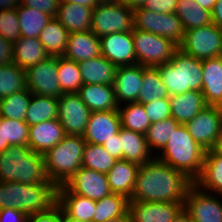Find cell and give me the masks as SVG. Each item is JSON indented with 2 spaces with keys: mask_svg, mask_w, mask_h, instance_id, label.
Masks as SVG:
<instances>
[{
  "mask_svg": "<svg viewBox=\"0 0 222 222\" xmlns=\"http://www.w3.org/2000/svg\"><path fill=\"white\" fill-rule=\"evenodd\" d=\"M4 151L3 125H0V154Z\"/></svg>",
  "mask_w": 222,
  "mask_h": 222,
  "instance_id": "62",
  "label": "cell"
},
{
  "mask_svg": "<svg viewBox=\"0 0 222 222\" xmlns=\"http://www.w3.org/2000/svg\"><path fill=\"white\" fill-rule=\"evenodd\" d=\"M101 55L100 38L91 30L69 33L64 58L77 63Z\"/></svg>",
  "mask_w": 222,
  "mask_h": 222,
  "instance_id": "21",
  "label": "cell"
},
{
  "mask_svg": "<svg viewBox=\"0 0 222 222\" xmlns=\"http://www.w3.org/2000/svg\"><path fill=\"white\" fill-rule=\"evenodd\" d=\"M72 193L98 201L111 194L107 175L81 167L65 184Z\"/></svg>",
  "mask_w": 222,
  "mask_h": 222,
  "instance_id": "15",
  "label": "cell"
},
{
  "mask_svg": "<svg viewBox=\"0 0 222 222\" xmlns=\"http://www.w3.org/2000/svg\"><path fill=\"white\" fill-rule=\"evenodd\" d=\"M134 8L124 2L99 3L92 13L91 31L99 38L111 33L132 31Z\"/></svg>",
  "mask_w": 222,
  "mask_h": 222,
  "instance_id": "8",
  "label": "cell"
},
{
  "mask_svg": "<svg viewBox=\"0 0 222 222\" xmlns=\"http://www.w3.org/2000/svg\"><path fill=\"white\" fill-rule=\"evenodd\" d=\"M57 189L53 182L26 185L0 181V209L11 207L27 216L48 211L57 204Z\"/></svg>",
  "mask_w": 222,
  "mask_h": 222,
  "instance_id": "2",
  "label": "cell"
},
{
  "mask_svg": "<svg viewBox=\"0 0 222 222\" xmlns=\"http://www.w3.org/2000/svg\"><path fill=\"white\" fill-rule=\"evenodd\" d=\"M177 3L178 0H146L142 7L155 13L170 14L175 13Z\"/></svg>",
  "mask_w": 222,
  "mask_h": 222,
  "instance_id": "48",
  "label": "cell"
},
{
  "mask_svg": "<svg viewBox=\"0 0 222 222\" xmlns=\"http://www.w3.org/2000/svg\"><path fill=\"white\" fill-rule=\"evenodd\" d=\"M137 64L157 67L172 59L179 46L172 40L150 32L132 29Z\"/></svg>",
  "mask_w": 222,
  "mask_h": 222,
  "instance_id": "7",
  "label": "cell"
},
{
  "mask_svg": "<svg viewBox=\"0 0 222 222\" xmlns=\"http://www.w3.org/2000/svg\"><path fill=\"white\" fill-rule=\"evenodd\" d=\"M183 209L192 222H222V194L205 192L193 184L187 192Z\"/></svg>",
  "mask_w": 222,
  "mask_h": 222,
  "instance_id": "11",
  "label": "cell"
},
{
  "mask_svg": "<svg viewBox=\"0 0 222 222\" xmlns=\"http://www.w3.org/2000/svg\"><path fill=\"white\" fill-rule=\"evenodd\" d=\"M60 2L81 4L91 8H95L99 4L98 0H60Z\"/></svg>",
  "mask_w": 222,
  "mask_h": 222,
  "instance_id": "55",
  "label": "cell"
},
{
  "mask_svg": "<svg viewBox=\"0 0 222 222\" xmlns=\"http://www.w3.org/2000/svg\"><path fill=\"white\" fill-rule=\"evenodd\" d=\"M205 153L206 150L195 142L186 126L180 124L155 158L195 181L203 169Z\"/></svg>",
  "mask_w": 222,
  "mask_h": 222,
  "instance_id": "3",
  "label": "cell"
},
{
  "mask_svg": "<svg viewBox=\"0 0 222 222\" xmlns=\"http://www.w3.org/2000/svg\"><path fill=\"white\" fill-rule=\"evenodd\" d=\"M185 126L203 149H213L222 130V107L207 105Z\"/></svg>",
  "mask_w": 222,
  "mask_h": 222,
  "instance_id": "12",
  "label": "cell"
},
{
  "mask_svg": "<svg viewBox=\"0 0 222 222\" xmlns=\"http://www.w3.org/2000/svg\"><path fill=\"white\" fill-rule=\"evenodd\" d=\"M27 89L36 95L59 98L63 93L58 81V57L44 61L25 70Z\"/></svg>",
  "mask_w": 222,
  "mask_h": 222,
  "instance_id": "13",
  "label": "cell"
},
{
  "mask_svg": "<svg viewBox=\"0 0 222 222\" xmlns=\"http://www.w3.org/2000/svg\"><path fill=\"white\" fill-rule=\"evenodd\" d=\"M58 81L63 94L78 93L83 82L77 62L58 57Z\"/></svg>",
  "mask_w": 222,
  "mask_h": 222,
  "instance_id": "43",
  "label": "cell"
},
{
  "mask_svg": "<svg viewBox=\"0 0 222 222\" xmlns=\"http://www.w3.org/2000/svg\"><path fill=\"white\" fill-rule=\"evenodd\" d=\"M122 2L131 8H136L142 6L146 0H122Z\"/></svg>",
  "mask_w": 222,
  "mask_h": 222,
  "instance_id": "58",
  "label": "cell"
},
{
  "mask_svg": "<svg viewBox=\"0 0 222 222\" xmlns=\"http://www.w3.org/2000/svg\"><path fill=\"white\" fill-rule=\"evenodd\" d=\"M118 111L122 128L144 135L147 133L151 123L143 104L125 103L119 106Z\"/></svg>",
  "mask_w": 222,
  "mask_h": 222,
  "instance_id": "37",
  "label": "cell"
},
{
  "mask_svg": "<svg viewBox=\"0 0 222 222\" xmlns=\"http://www.w3.org/2000/svg\"><path fill=\"white\" fill-rule=\"evenodd\" d=\"M175 14L185 31L212 23L211 12L202 8L195 0H178Z\"/></svg>",
  "mask_w": 222,
  "mask_h": 222,
  "instance_id": "34",
  "label": "cell"
},
{
  "mask_svg": "<svg viewBox=\"0 0 222 222\" xmlns=\"http://www.w3.org/2000/svg\"><path fill=\"white\" fill-rule=\"evenodd\" d=\"M169 100L172 118L184 125L207 106L203 93L195 90L170 96Z\"/></svg>",
  "mask_w": 222,
  "mask_h": 222,
  "instance_id": "26",
  "label": "cell"
},
{
  "mask_svg": "<svg viewBox=\"0 0 222 222\" xmlns=\"http://www.w3.org/2000/svg\"><path fill=\"white\" fill-rule=\"evenodd\" d=\"M99 3H116L122 2V0H98Z\"/></svg>",
  "mask_w": 222,
  "mask_h": 222,
  "instance_id": "63",
  "label": "cell"
},
{
  "mask_svg": "<svg viewBox=\"0 0 222 222\" xmlns=\"http://www.w3.org/2000/svg\"><path fill=\"white\" fill-rule=\"evenodd\" d=\"M20 37L38 38L40 32L51 20V16L40 10L19 4L17 7Z\"/></svg>",
  "mask_w": 222,
  "mask_h": 222,
  "instance_id": "35",
  "label": "cell"
},
{
  "mask_svg": "<svg viewBox=\"0 0 222 222\" xmlns=\"http://www.w3.org/2000/svg\"><path fill=\"white\" fill-rule=\"evenodd\" d=\"M120 128L118 110L91 112L82 137L86 143L103 145L117 134Z\"/></svg>",
  "mask_w": 222,
  "mask_h": 222,
  "instance_id": "17",
  "label": "cell"
},
{
  "mask_svg": "<svg viewBox=\"0 0 222 222\" xmlns=\"http://www.w3.org/2000/svg\"><path fill=\"white\" fill-rule=\"evenodd\" d=\"M0 181L31 185L52 182L45 170L44 155L28 146H10L0 154Z\"/></svg>",
  "mask_w": 222,
  "mask_h": 222,
  "instance_id": "4",
  "label": "cell"
},
{
  "mask_svg": "<svg viewBox=\"0 0 222 222\" xmlns=\"http://www.w3.org/2000/svg\"><path fill=\"white\" fill-rule=\"evenodd\" d=\"M57 204L68 216L82 222H93L96 201L72 193L64 184L58 186Z\"/></svg>",
  "mask_w": 222,
  "mask_h": 222,
  "instance_id": "24",
  "label": "cell"
},
{
  "mask_svg": "<svg viewBox=\"0 0 222 222\" xmlns=\"http://www.w3.org/2000/svg\"><path fill=\"white\" fill-rule=\"evenodd\" d=\"M13 63L26 70L49 57L39 38L20 37L13 44Z\"/></svg>",
  "mask_w": 222,
  "mask_h": 222,
  "instance_id": "31",
  "label": "cell"
},
{
  "mask_svg": "<svg viewBox=\"0 0 222 222\" xmlns=\"http://www.w3.org/2000/svg\"><path fill=\"white\" fill-rule=\"evenodd\" d=\"M58 120L66 135L83 136L90 109L77 93L62 94L58 98Z\"/></svg>",
  "mask_w": 222,
  "mask_h": 222,
  "instance_id": "14",
  "label": "cell"
},
{
  "mask_svg": "<svg viewBox=\"0 0 222 222\" xmlns=\"http://www.w3.org/2000/svg\"><path fill=\"white\" fill-rule=\"evenodd\" d=\"M77 64L83 84H114L117 67L104 56L99 55Z\"/></svg>",
  "mask_w": 222,
  "mask_h": 222,
  "instance_id": "27",
  "label": "cell"
},
{
  "mask_svg": "<svg viewBox=\"0 0 222 222\" xmlns=\"http://www.w3.org/2000/svg\"><path fill=\"white\" fill-rule=\"evenodd\" d=\"M106 151L116 160H123V151H121V140L119 132L103 144Z\"/></svg>",
  "mask_w": 222,
  "mask_h": 222,
  "instance_id": "51",
  "label": "cell"
},
{
  "mask_svg": "<svg viewBox=\"0 0 222 222\" xmlns=\"http://www.w3.org/2000/svg\"><path fill=\"white\" fill-rule=\"evenodd\" d=\"M142 83V65L134 64L117 67L113 85L118 105L137 102Z\"/></svg>",
  "mask_w": 222,
  "mask_h": 222,
  "instance_id": "19",
  "label": "cell"
},
{
  "mask_svg": "<svg viewBox=\"0 0 222 222\" xmlns=\"http://www.w3.org/2000/svg\"><path fill=\"white\" fill-rule=\"evenodd\" d=\"M26 88L25 70L15 63L0 66V99Z\"/></svg>",
  "mask_w": 222,
  "mask_h": 222,
  "instance_id": "41",
  "label": "cell"
},
{
  "mask_svg": "<svg viewBox=\"0 0 222 222\" xmlns=\"http://www.w3.org/2000/svg\"><path fill=\"white\" fill-rule=\"evenodd\" d=\"M157 68L170 96L202 89V60L185 54L181 49L174 53L169 62Z\"/></svg>",
  "mask_w": 222,
  "mask_h": 222,
  "instance_id": "5",
  "label": "cell"
},
{
  "mask_svg": "<svg viewBox=\"0 0 222 222\" xmlns=\"http://www.w3.org/2000/svg\"><path fill=\"white\" fill-rule=\"evenodd\" d=\"M106 222H133L132 218L129 214V212H127L125 215L117 217V218H113L112 220H108Z\"/></svg>",
  "mask_w": 222,
  "mask_h": 222,
  "instance_id": "59",
  "label": "cell"
},
{
  "mask_svg": "<svg viewBox=\"0 0 222 222\" xmlns=\"http://www.w3.org/2000/svg\"><path fill=\"white\" fill-rule=\"evenodd\" d=\"M134 28L168 38L178 46L185 38V30L175 13H155L142 6L134 8Z\"/></svg>",
  "mask_w": 222,
  "mask_h": 222,
  "instance_id": "9",
  "label": "cell"
},
{
  "mask_svg": "<svg viewBox=\"0 0 222 222\" xmlns=\"http://www.w3.org/2000/svg\"><path fill=\"white\" fill-rule=\"evenodd\" d=\"M28 222H61V207L56 204L48 211L29 215Z\"/></svg>",
  "mask_w": 222,
  "mask_h": 222,
  "instance_id": "49",
  "label": "cell"
},
{
  "mask_svg": "<svg viewBox=\"0 0 222 222\" xmlns=\"http://www.w3.org/2000/svg\"><path fill=\"white\" fill-rule=\"evenodd\" d=\"M22 0H0V10L17 8Z\"/></svg>",
  "mask_w": 222,
  "mask_h": 222,
  "instance_id": "54",
  "label": "cell"
},
{
  "mask_svg": "<svg viewBox=\"0 0 222 222\" xmlns=\"http://www.w3.org/2000/svg\"><path fill=\"white\" fill-rule=\"evenodd\" d=\"M13 43L0 35V66L13 63Z\"/></svg>",
  "mask_w": 222,
  "mask_h": 222,
  "instance_id": "52",
  "label": "cell"
},
{
  "mask_svg": "<svg viewBox=\"0 0 222 222\" xmlns=\"http://www.w3.org/2000/svg\"><path fill=\"white\" fill-rule=\"evenodd\" d=\"M194 184L205 192L222 194V154L206 151L203 169Z\"/></svg>",
  "mask_w": 222,
  "mask_h": 222,
  "instance_id": "30",
  "label": "cell"
},
{
  "mask_svg": "<svg viewBox=\"0 0 222 222\" xmlns=\"http://www.w3.org/2000/svg\"><path fill=\"white\" fill-rule=\"evenodd\" d=\"M201 92L207 105L222 107V56L202 60Z\"/></svg>",
  "mask_w": 222,
  "mask_h": 222,
  "instance_id": "22",
  "label": "cell"
},
{
  "mask_svg": "<svg viewBox=\"0 0 222 222\" xmlns=\"http://www.w3.org/2000/svg\"><path fill=\"white\" fill-rule=\"evenodd\" d=\"M179 49L199 60L222 56V29L210 23L186 30Z\"/></svg>",
  "mask_w": 222,
  "mask_h": 222,
  "instance_id": "10",
  "label": "cell"
},
{
  "mask_svg": "<svg viewBox=\"0 0 222 222\" xmlns=\"http://www.w3.org/2000/svg\"><path fill=\"white\" fill-rule=\"evenodd\" d=\"M61 222H82L78 219L72 218L68 216L62 209H61Z\"/></svg>",
  "mask_w": 222,
  "mask_h": 222,
  "instance_id": "61",
  "label": "cell"
},
{
  "mask_svg": "<svg viewBox=\"0 0 222 222\" xmlns=\"http://www.w3.org/2000/svg\"><path fill=\"white\" fill-rule=\"evenodd\" d=\"M212 23L222 29V0H216L211 11Z\"/></svg>",
  "mask_w": 222,
  "mask_h": 222,
  "instance_id": "53",
  "label": "cell"
},
{
  "mask_svg": "<svg viewBox=\"0 0 222 222\" xmlns=\"http://www.w3.org/2000/svg\"><path fill=\"white\" fill-rule=\"evenodd\" d=\"M173 222H192V219L190 218L189 214L182 209L174 218Z\"/></svg>",
  "mask_w": 222,
  "mask_h": 222,
  "instance_id": "56",
  "label": "cell"
},
{
  "mask_svg": "<svg viewBox=\"0 0 222 222\" xmlns=\"http://www.w3.org/2000/svg\"><path fill=\"white\" fill-rule=\"evenodd\" d=\"M60 0H22L23 6L34 8L50 15L52 18L57 16Z\"/></svg>",
  "mask_w": 222,
  "mask_h": 222,
  "instance_id": "47",
  "label": "cell"
},
{
  "mask_svg": "<svg viewBox=\"0 0 222 222\" xmlns=\"http://www.w3.org/2000/svg\"><path fill=\"white\" fill-rule=\"evenodd\" d=\"M58 110V98L32 93L24 121L32 126L46 120L56 119Z\"/></svg>",
  "mask_w": 222,
  "mask_h": 222,
  "instance_id": "33",
  "label": "cell"
},
{
  "mask_svg": "<svg viewBox=\"0 0 222 222\" xmlns=\"http://www.w3.org/2000/svg\"><path fill=\"white\" fill-rule=\"evenodd\" d=\"M180 125L172 117L152 123L145 134L150 151L156 156L171 138L173 132Z\"/></svg>",
  "mask_w": 222,
  "mask_h": 222,
  "instance_id": "39",
  "label": "cell"
},
{
  "mask_svg": "<svg viewBox=\"0 0 222 222\" xmlns=\"http://www.w3.org/2000/svg\"><path fill=\"white\" fill-rule=\"evenodd\" d=\"M93 9L81 4L61 2L55 18L69 33L84 32L91 30Z\"/></svg>",
  "mask_w": 222,
  "mask_h": 222,
  "instance_id": "29",
  "label": "cell"
},
{
  "mask_svg": "<svg viewBox=\"0 0 222 222\" xmlns=\"http://www.w3.org/2000/svg\"><path fill=\"white\" fill-rule=\"evenodd\" d=\"M143 106L151 124L172 117L169 98L158 99Z\"/></svg>",
  "mask_w": 222,
  "mask_h": 222,
  "instance_id": "46",
  "label": "cell"
},
{
  "mask_svg": "<svg viewBox=\"0 0 222 222\" xmlns=\"http://www.w3.org/2000/svg\"><path fill=\"white\" fill-rule=\"evenodd\" d=\"M129 199L120 194L111 193L96 201L93 222H106L125 215L128 212Z\"/></svg>",
  "mask_w": 222,
  "mask_h": 222,
  "instance_id": "38",
  "label": "cell"
},
{
  "mask_svg": "<svg viewBox=\"0 0 222 222\" xmlns=\"http://www.w3.org/2000/svg\"><path fill=\"white\" fill-rule=\"evenodd\" d=\"M3 125L4 150L10 146H28L29 125L25 121L0 117Z\"/></svg>",
  "mask_w": 222,
  "mask_h": 222,
  "instance_id": "44",
  "label": "cell"
},
{
  "mask_svg": "<svg viewBox=\"0 0 222 222\" xmlns=\"http://www.w3.org/2000/svg\"><path fill=\"white\" fill-rule=\"evenodd\" d=\"M117 160L99 144L86 143L84 146L82 167L107 174Z\"/></svg>",
  "mask_w": 222,
  "mask_h": 222,
  "instance_id": "40",
  "label": "cell"
},
{
  "mask_svg": "<svg viewBox=\"0 0 222 222\" xmlns=\"http://www.w3.org/2000/svg\"><path fill=\"white\" fill-rule=\"evenodd\" d=\"M85 144L82 136L66 135L44 154L48 179L57 186L65 184L82 167Z\"/></svg>",
  "mask_w": 222,
  "mask_h": 222,
  "instance_id": "6",
  "label": "cell"
},
{
  "mask_svg": "<svg viewBox=\"0 0 222 222\" xmlns=\"http://www.w3.org/2000/svg\"><path fill=\"white\" fill-rule=\"evenodd\" d=\"M216 153L222 154V130L213 148Z\"/></svg>",
  "mask_w": 222,
  "mask_h": 222,
  "instance_id": "60",
  "label": "cell"
},
{
  "mask_svg": "<svg viewBox=\"0 0 222 222\" xmlns=\"http://www.w3.org/2000/svg\"><path fill=\"white\" fill-rule=\"evenodd\" d=\"M194 184L185 173L154 158L140 165L129 201L183 203Z\"/></svg>",
  "mask_w": 222,
  "mask_h": 222,
  "instance_id": "1",
  "label": "cell"
},
{
  "mask_svg": "<svg viewBox=\"0 0 222 222\" xmlns=\"http://www.w3.org/2000/svg\"><path fill=\"white\" fill-rule=\"evenodd\" d=\"M101 55L116 67L137 64L132 31L111 33L100 37Z\"/></svg>",
  "mask_w": 222,
  "mask_h": 222,
  "instance_id": "16",
  "label": "cell"
},
{
  "mask_svg": "<svg viewBox=\"0 0 222 222\" xmlns=\"http://www.w3.org/2000/svg\"><path fill=\"white\" fill-rule=\"evenodd\" d=\"M68 36L67 29L54 17L46 24L38 38L48 56L63 57L67 47Z\"/></svg>",
  "mask_w": 222,
  "mask_h": 222,
  "instance_id": "32",
  "label": "cell"
},
{
  "mask_svg": "<svg viewBox=\"0 0 222 222\" xmlns=\"http://www.w3.org/2000/svg\"><path fill=\"white\" fill-rule=\"evenodd\" d=\"M0 222H28V216L11 207L0 209Z\"/></svg>",
  "mask_w": 222,
  "mask_h": 222,
  "instance_id": "50",
  "label": "cell"
},
{
  "mask_svg": "<svg viewBox=\"0 0 222 222\" xmlns=\"http://www.w3.org/2000/svg\"><path fill=\"white\" fill-rule=\"evenodd\" d=\"M91 112L118 110L114 85L83 84L77 93Z\"/></svg>",
  "mask_w": 222,
  "mask_h": 222,
  "instance_id": "25",
  "label": "cell"
},
{
  "mask_svg": "<svg viewBox=\"0 0 222 222\" xmlns=\"http://www.w3.org/2000/svg\"><path fill=\"white\" fill-rule=\"evenodd\" d=\"M169 97L170 95L161 79L158 68L143 66V83L137 102L147 104L158 99Z\"/></svg>",
  "mask_w": 222,
  "mask_h": 222,
  "instance_id": "36",
  "label": "cell"
},
{
  "mask_svg": "<svg viewBox=\"0 0 222 222\" xmlns=\"http://www.w3.org/2000/svg\"><path fill=\"white\" fill-rule=\"evenodd\" d=\"M139 167L137 163L117 160L106 174L111 193L123 195L130 200L135 189Z\"/></svg>",
  "mask_w": 222,
  "mask_h": 222,
  "instance_id": "23",
  "label": "cell"
},
{
  "mask_svg": "<svg viewBox=\"0 0 222 222\" xmlns=\"http://www.w3.org/2000/svg\"><path fill=\"white\" fill-rule=\"evenodd\" d=\"M202 8L212 11L216 0H195Z\"/></svg>",
  "mask_w": 222,
  "mask_h": 222,
  "instance_id": "57",
  "label": "cell"
},
{
  "mask_svg": "<svg viewBox=\"0 0 222 222\" xmlns=\"http://www.w3.org/2000/svg\"><path fill=\"white\" fill-rule=\"evenodd\" d=\"M0 35L13 44L20 38L17 8L0 10Z\"/></svg>",
  "mask_w": 222,
  "mask_h": 222,
  "instance_id": "45",
  "label": "cell"
},
{
  "mask_svg": "<svg viewBox=\"0 0 222 222\" xmlns=\"http://www.w3.org/2000/svg\"><path fill=\"white\" fill-rule=\"evenodd\" d=\"M119 137L121 140V151H123V160L143 165L155 158L150 151L144 134L119 129Z\"/></svg>",
  "mask_w": 222,
  "mask_h": 222,
  "instance_id": "28",
  "label": "cell"
},
{
  "mask_svg": "<svg viewBox=\"0 0 222 222\" xmlns=\"http://www.w3.org/2000/svg\"><path fill=\"white\" fill-rule=\"evenodd\" d=\"M183 203L129 201L128 212L133 222H173Z\"/></svg>",
  "mask_w": 222,
  "mask_h": 222,
  "instance_id": "18",
  "label": "cell"
},
{
  "mask_svg": "<svg viewBox=\"0 0 222 222\" xmlns=\"http://www.w3.org/2000/svg\"><path fill=\"white\" fill-rule=\"evenodd\" d=\"M31 95L26 88L0 99V117L24 121Z\"/></svg>",
  "mask_w": 222,
  "mask_h": 222,
  "instance_id": "42",
  "label": "cell"
},
{
  "mask_svg": "<svg viewBox=\"0 0 222 222\" xmlns=\"http://www.w3.org/2000/svg\"><path fill=\"white\" fill-rule=\"evenodd\" d=\"M65 136L66 133L58 118L46 120L29 126L28 147L35 153L44 155Z\"/></svg>",
  "mask_w": 222,
  "mask_h": 222,
  "instance_id": "20",
  "label": "cell"
}]
</instances>
